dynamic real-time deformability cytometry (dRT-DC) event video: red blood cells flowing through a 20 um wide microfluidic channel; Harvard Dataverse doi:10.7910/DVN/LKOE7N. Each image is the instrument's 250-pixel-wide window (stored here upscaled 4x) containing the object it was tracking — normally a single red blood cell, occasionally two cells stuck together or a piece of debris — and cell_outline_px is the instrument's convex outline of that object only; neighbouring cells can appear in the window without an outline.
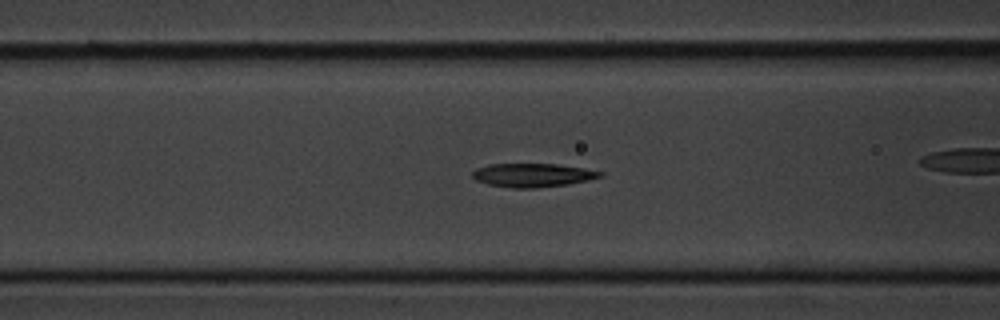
{"species": "common noctule bat (a hibernating species)", "species_latin": "Nyctalus noctula", "temperature_condition": "cold", "stored_images_in_passage": 55, "camera_frame_rate_fps": 3000, "um_per_image_px": 0.085, "animal": {"sex": "male", "body_mass_g": 20.1, "forearm_length_mm": 53.5}, "frame": {"image": 1, "passage_image": 21, "time_ms": 6.667, "image_size_px": [1000, 320], "cell_outline_px": [[604, 176], [588, 180], [568, 184], [532, 188], [512, 188], [488, 184], [476, 180], [472, 176], [472, 172], [476, 168], [488, 164], [556, 164], [584, 168], [604, 172]], "centroid_in_image_um": [45.28, 14.88], "position_along_channel_um": 121.3, "area_um2": 17.57}}
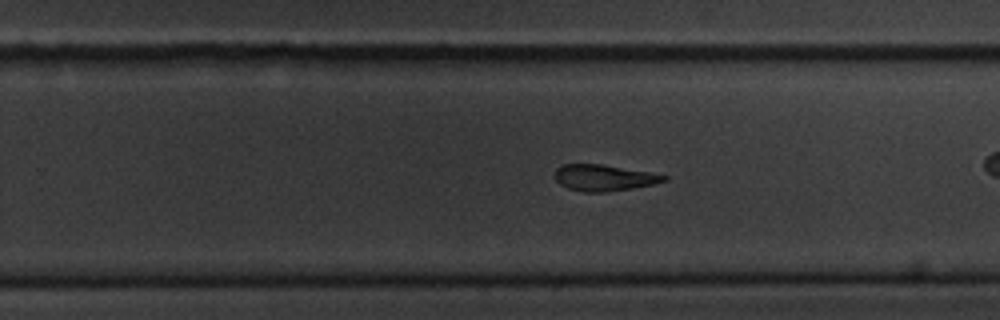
{"frame": {"image": 2, "passage_image": 34, "time_ms": 11.0, "image_size_px": [1000, 320], "cell_outline_px": [[668, 180], [652, 184], [632, 188], [608, 192], [584, 192], [568, 188], [560, 184], [556, 180], [556, 168], [564, 164], [600, 164], [648, 172], [668, 176]], "centroid_in_image_um": [51.32, 15.11], "position_along_channel_um": 278.5, "area_um2": 16.47}}
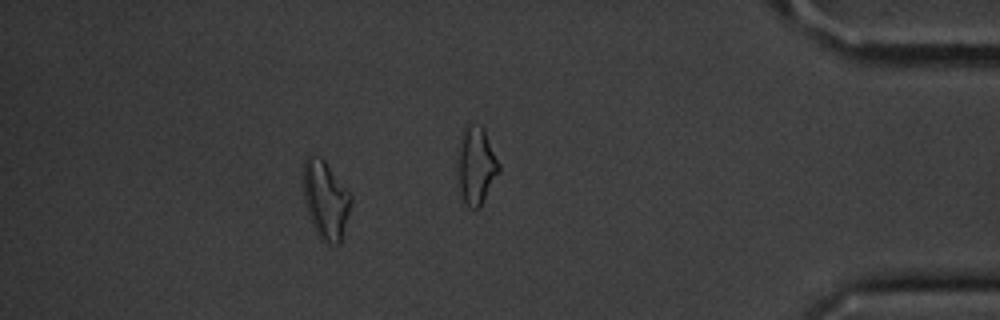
{"frame": {"image": 3, "passage_image": 49, "time_ms": 16.0, "image_size_px": [1000, 320], "cell_outline_px": [[352, 204], [340, 244], [324, 244], [320, 240], [312, 224], [304, 200], [304, 160], [308, 156], [320, 156], [324, 160], [352, 196]], "centroid_in_image_um": [27.69, 17.04], "position_along_channel_um": 407.5, "area_um2": 21.62}, "authors_computed_cell_mechanics": {"area_um2": 17.5134, "velocity_mm_per_s": 3.6267, "shape_relaxation_time_tau1_ms": 2.8536, "shape_relaxation_time_tau2_ms": 6.5376, "deformation_change_tau1": 0.1499, "deformation_change_tau2": 0.1784}}